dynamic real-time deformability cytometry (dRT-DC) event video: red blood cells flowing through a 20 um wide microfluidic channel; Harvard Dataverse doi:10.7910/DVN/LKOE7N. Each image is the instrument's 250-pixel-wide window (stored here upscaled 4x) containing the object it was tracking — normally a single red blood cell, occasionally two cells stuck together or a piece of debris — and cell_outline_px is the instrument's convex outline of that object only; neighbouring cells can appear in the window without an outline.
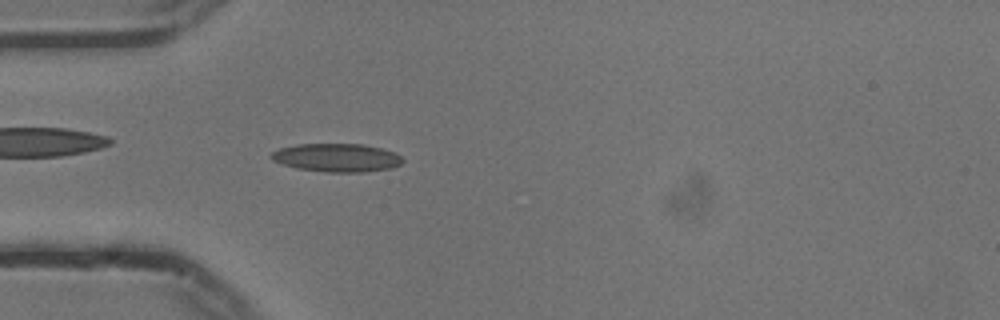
{"species": "common noctule bat (a hibernating species)", "species_latin": "Nyctalus noctula", "temperature_condition": "cold", "stored_images_in_passage": 42, "camera_frame_rate_fps": 3000, "um_per_image_px": 0.085, "animal": {"sex": "male", "body_mass_g": 13.3}, "frame": {"image": 1, "passage_image": 15, "time_ms": 4.667, "image_size_px": [1000, 320], "cell_outline_px": [[404, 160], [400, 164], [392, 168], [364, 172], [324, 172], [296, 168], [272, 160], [268, 156], [272, 152], [280, 148], [296, 144], [364, 144], [396, 152]], "centroid_in_image_um": [28.62, 13.4], "position_along_channel_um": 56.4, "area_um2": 21.79}}
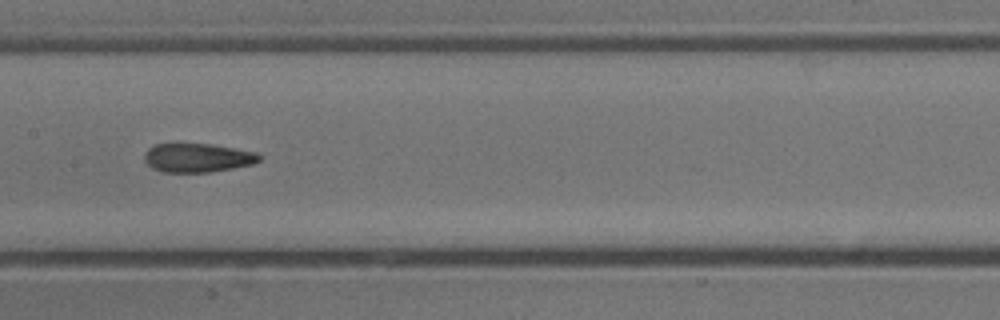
{"frame": {"image": 2, "passage_image": 26, "time_ms": 8.333, "image_size_px": [1000, 320], "cell_outline_px": [[260, 160], [252, 164], [212, 172], [164, 172], [152, 168], [144, 160], [144, 156], [148, 148], [156, 144], [212, 144], [256, 152], [260, 156]], "centroid_in_image_um": [16.78, 13.41], "position_along_channel_um": 190.6, "area_um2": 19.19}}
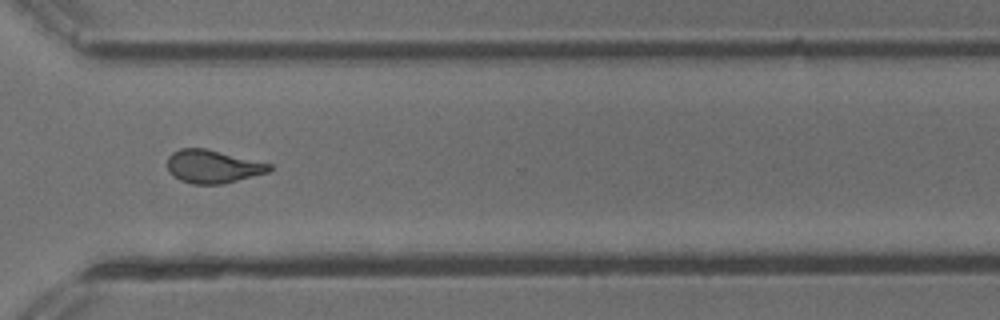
{"frame": {"image": 3, "passage_image": 39, "time_ms": 12.667, "image_size_px": [1000, 320], "cell_outline_px": [[272, 168], [268, 172], [220, 184], [192, 184], [180, 180], [172, 176], [168, 172], [168, 156], [172, 152], [180, 148], [204, 148], [272, 164]], "centroid_in_image_um": [18.04, 14.15], "position_along_channel_um": 352.6, "area_um2": 19.54}, "authors_computed_cell_mechanics": {"area_um2": 19.8254, "velocity_mm_per_s": 3.7386, "shape_relaxation_time_tau1_ms": null, "shape_relaxation_time_tau2_ms": 3.0131, "deformation_change_tau1": null, "deformation_change_tau2": 0.1099}}